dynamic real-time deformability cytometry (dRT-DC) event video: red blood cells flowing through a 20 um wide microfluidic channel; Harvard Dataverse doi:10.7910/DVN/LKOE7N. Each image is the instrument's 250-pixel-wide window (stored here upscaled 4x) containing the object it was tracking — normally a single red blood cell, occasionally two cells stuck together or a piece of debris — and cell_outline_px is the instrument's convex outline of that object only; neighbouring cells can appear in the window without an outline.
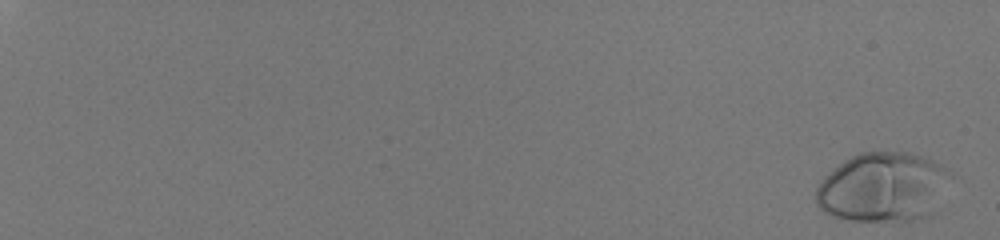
{"species": "human", "species_latin": "Homo sapiens", "temperature_condition": "room temperature", "stored_images_in_passage": 52, "camera_frame_rate_fps": 3000, "um_per_image_px": 0.085, "donor": {"sex": "male"}, "frame": {"image": 1, "passage_image": 3, "time_ms": 0.667, "image_size_px": [1000, 240], "cell_outline_px": [[944, 172], [932, 216], [920, 220], [852, 220], [832, 216], [824, 212], [816, 204], [816, 188], [824, 176], [832, 168], [844, 160], [860, 152], [912, 152], [932, 160], [940, 164], [944, 168]], "centroid_in_image_um": [74.91, 15.91], "position_along_channel_um": 10.1, "area_um2": 53.18}}
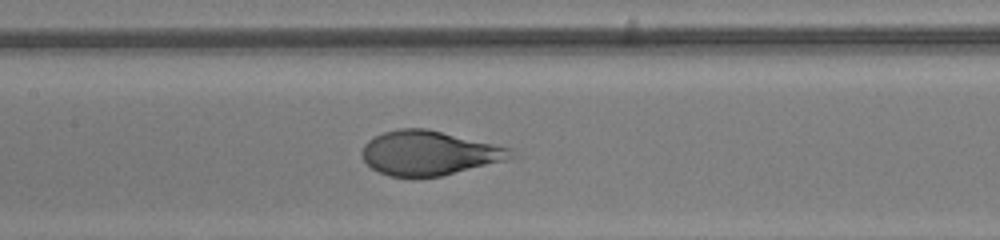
{"frame": {"image": 2, "passage_image": 35, "time_ms": 11.333, "image_size_px": [1000, 240], "cell_outline_px": [[520, 156], [440, 176], [388, 176], [372, 168], [360, 156], [360, 152], [364, 144], [368, 140], [384, 132], [400, 128], [428, 128], [512, 148]], "centroid_in_image_um": [36.48, 12.99], "position_along_channel_um": 170.9, "area_um2": 38.44}}
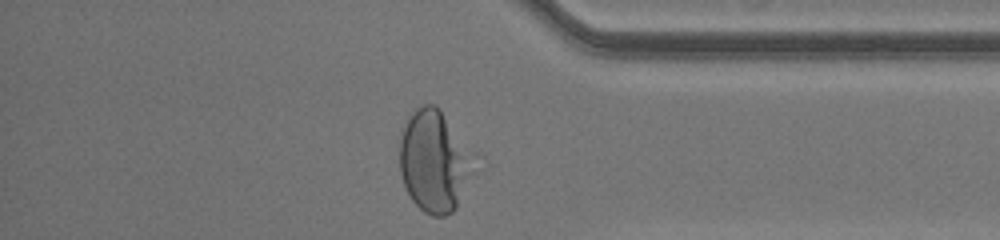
{"frame": {"image": 3, "passage_image": 52, "time_ms": 17.0, "image_size_px": [1000, 240], "cell_outline_px": [[460, 156], [456, 208], [452, 212], [444, 216], [432, 216], [424, 212], [412, 200], [404, 184], [400, 172], [400, 128], [408, 116], [416, 108], [424, 104], [436, 104], [440, 108]], "centroid_in_image_um": [36.51, 13.68], "position_along_channel_um": 398.7, "area_um2": 38.09}, "authors_computed_cell_mechanics": {"area_um2": 43.1477, "velocity_mm_per_s": 4.0956, "shape_relaxation_time_tau1_ms": 4.9165, "shape_relaxation_time_tau2_ms": null, "deformation_change_tau1": 0.2529, "deformation_change_tau2": null}}